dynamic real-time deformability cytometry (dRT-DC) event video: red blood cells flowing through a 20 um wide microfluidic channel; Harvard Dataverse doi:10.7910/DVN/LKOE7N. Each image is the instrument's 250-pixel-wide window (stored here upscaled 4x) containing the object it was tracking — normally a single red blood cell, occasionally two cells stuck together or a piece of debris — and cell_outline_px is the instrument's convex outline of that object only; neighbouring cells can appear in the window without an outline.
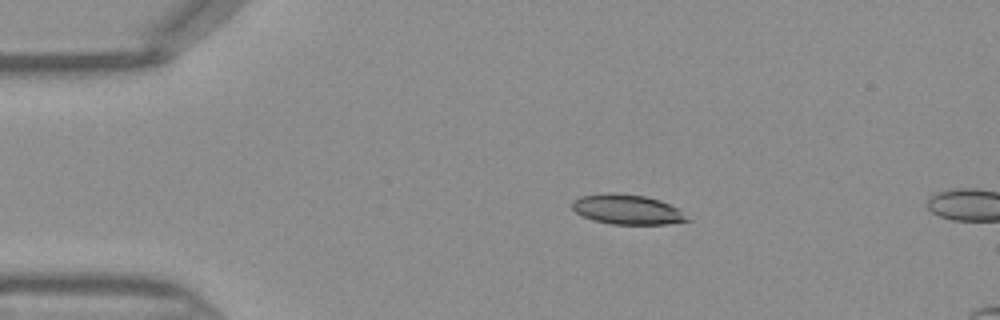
{"species": "Egyptian fruit bat (a non-hibernating species)", "species_latin": "Rousettus aegyptiacus", "temperature_condition": "warm", "stored_images_in_passage": 4, "camera_frame_rate_fps": 3000, "um_per_image_px": 0.085, "frame": {"image": 1, "passage_image": 1, "time_ms": 0.0, "image_size_px": [1000, 320], "cell_outline_px": [[692, 220], [668, 224], [612, 224], [596, 220], [584, 216], [576, 212], [572, 208], [572, 200], [580, 196], [608, 192], [612, 192], [644, 196], [660, 200], [680, 208]], "centroid_in_image_um": [53.36, 17.79], "position_along_channel_um": 31.6, "area_um2": 20.11}}